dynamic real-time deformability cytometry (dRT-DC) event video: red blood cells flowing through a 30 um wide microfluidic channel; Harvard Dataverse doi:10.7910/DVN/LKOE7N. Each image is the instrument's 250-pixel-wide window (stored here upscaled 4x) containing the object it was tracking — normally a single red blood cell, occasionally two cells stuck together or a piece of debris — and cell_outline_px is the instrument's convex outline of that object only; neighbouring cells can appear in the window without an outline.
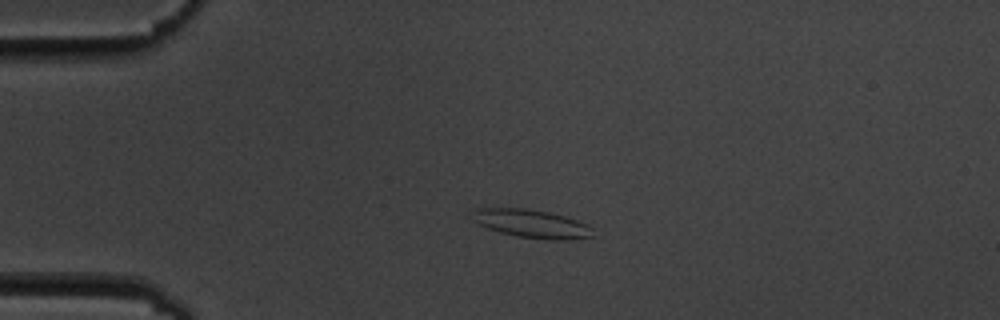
{"species": "common noctule bat (a hibernating species)", "species_latin": "Nyctalus noctula", "temperature_condition": "cold", "stored_images_in_passage": 5, "camera_frame_rate_fps": 3000, "um_per_image_px": 0.085, "animal": {"sex": "male", "body_mass_g": 19.5, "forearm_length_mm": 54.6}, "frame": {"image": 1, "passage_image": 4, "time_ms": 3.333, "image_size_px": [1000, 320], "cell_outline_px": [[592, 236], [572, 240], [548, 240], [516, 236], [500, 232], [476, 224], [472, 220], [476, 208], [524, 208], [548, 212], [564, 216], [576, 220], [592, 228]], "centroid_in_image_um": [45.17, 19.02], "position_along_channel_um": 39.8, "area_um2": 19.77}}